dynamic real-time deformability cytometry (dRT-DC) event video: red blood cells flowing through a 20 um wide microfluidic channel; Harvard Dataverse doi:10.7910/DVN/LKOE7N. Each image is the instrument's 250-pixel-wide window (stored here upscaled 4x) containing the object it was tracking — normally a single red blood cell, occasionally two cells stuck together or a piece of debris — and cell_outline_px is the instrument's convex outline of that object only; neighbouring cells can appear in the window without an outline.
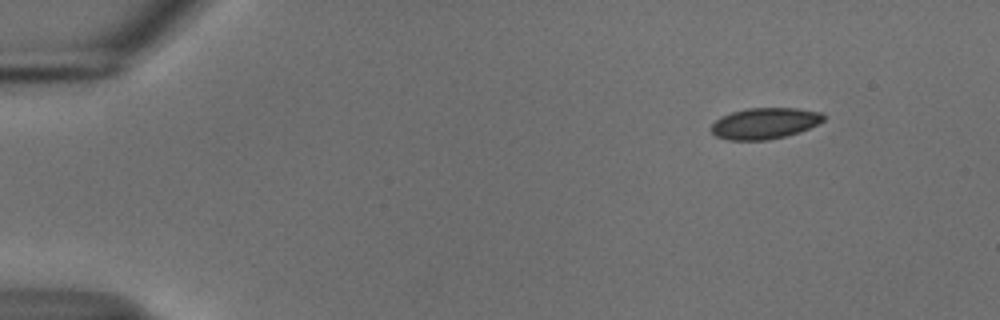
{"species": "common noctule bat (a hibernating species)", "species_latin": "Nyctalus noctula", "temperature_condition": "cold", "stored_images_in_passage": 49, "camera_frame_rate_fps": 3000, "um_per_image_px": 0.085, "animal": {"sex": "male", "body_mass_g": 18.8}, "frame": {"image": 1, "passage_image": 1, "time_ms": 0.0, "image_size_px": [1000, 320], "cell_outline_px": [[824, 120], [800, 132], [768, 140], [728, 140], [716, 136], [712, 132], [712, 124], [720, 116], [732, 112], [748, 108], [796, 108], [824, 112]], "centroid_in_image_um": [65.0, 10.48], "position_along_channel_um": 20.0, "area_um2": 20.35}}
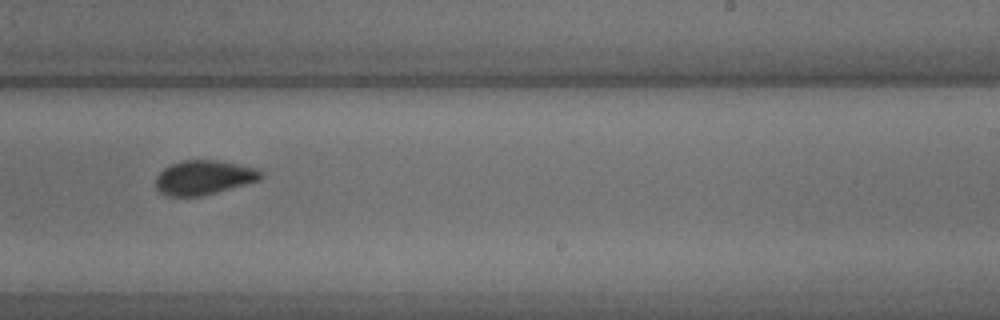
{"frame": {"image": 2, "passage_image": 29, "time_ms": 9.333, "image_size_px": [1000, 320], "cell_outline_px": [[264, 176], [260, 180], [216, 192], [200, 196], [168, 196], [160, 192], [156, 188], [156, 176], [168, 164], [180, 160], [216, 160], [260, 168], [264, 172]], "centroid_in_image_um": [17.34, 15.07], "position_along_channel_um": 271.7, "area_um2": 21.27}}
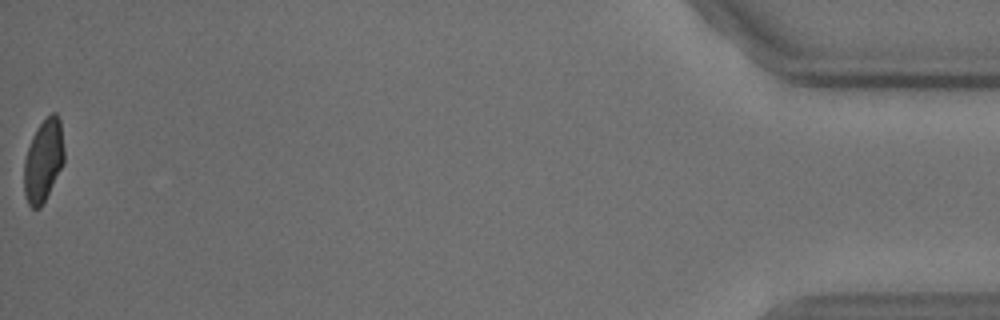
{"frame": {"image": 3, "passage_image": 49, "time_ms": 16.0, "image_size_px": [1000, 320], "cell_outline_px": [[64, 164], [40, 208], [32, 208], [28, 204], [24, 192], [24, 160], [32, 136], [36, 128], [52, 112], [56, 112], [60, 120], [64, 148]], "centroid_in_image_um": [3.69, 13.64], "position_along_channel_um": 431.5, "area_um2": 19.25}, "authors_computed_cell_mechanics": {"area_um2": 21.1548, "velocity_mm_per_s": 3.7412, "shape_relaxation_time_tau1_ms": null, "shape_relaxation_time_tau2_ms": 0.7857, "deformation_change_tau1": null, "deformation_change_tau2": 0.0404}}